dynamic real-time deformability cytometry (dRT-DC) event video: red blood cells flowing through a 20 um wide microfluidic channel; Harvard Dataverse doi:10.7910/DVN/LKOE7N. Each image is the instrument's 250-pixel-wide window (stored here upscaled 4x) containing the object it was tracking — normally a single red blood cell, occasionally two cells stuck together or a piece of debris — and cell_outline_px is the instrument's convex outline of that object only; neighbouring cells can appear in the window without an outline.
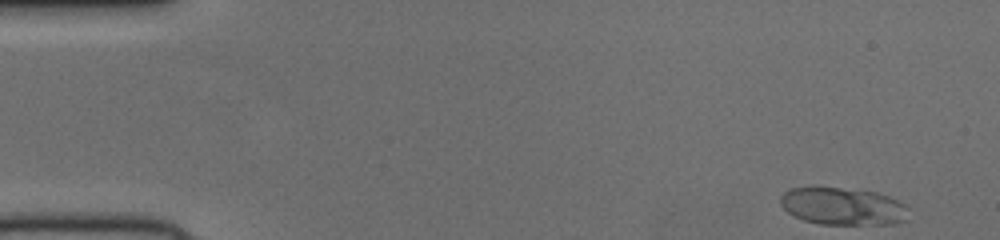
{"species": "human", "species_latin": "Homo sapiens", "temperature_condition": "cold", "stored_images_in_passage": 49, "camera_frame_rate_fps": 3000, "um_per_image_px": 0.085, "donor": {"sex": "female"}, "frame": {"image": 1, "passage_image": 1, "time_ms": 0.0, "image_size_px": [1000, 240], "cell_outline_px": [[908, 208], [904, 220], [896, 224], [820, 224], [804, 220], [792, 216], [780, 204], [780, 196], [788, 188], [812, 184], [816, 184], [876, 192], [888, 196], [904, 204]], "centroid_in_image_um": [71.54, 17.49], "position_along_channel_um": 13.5, "area_um2": 28.73}}
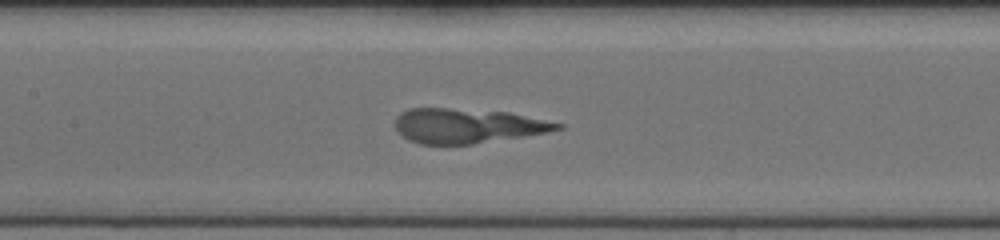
{"frame": {"image": 2, "passage_image": 22, "time_ms": 7.0, "image_size_px": [1000, 240], "cell_outline_px": [[564, 128], [548, 132], [524, 136], [472, 144], [420, 144], [408, 140], [396, 132], [396, 116], [400, 112], [408, 108], [448, 108], [508, 112], [564, 124]], "centroid_in_image_um": [39.69, 10.69], "position_along_channel_um": 167.7, "area_um2": 32.77}}
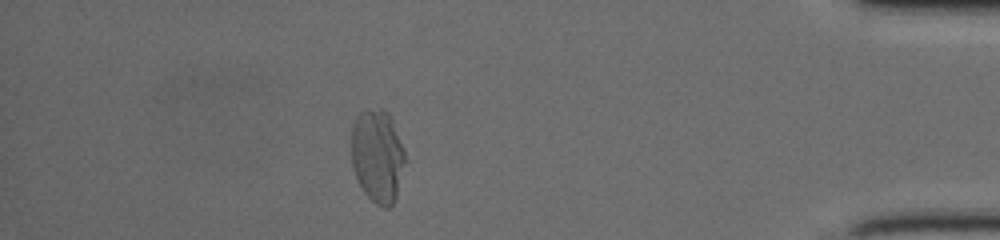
{"frame": {"image": 3, "passage_image": 43, "time_ms": 14.0, "image_size_px": [1000, 240], "cell_outline_px": [[408, 160], [396, 196], [392, 204], [388, 208], [384, 208], [376, 204], [364, 192], [356, 176], [352, 164], [352, 124], [356, 116], [364, 108], [384, 108], [388, 112], [392, 120], [404, 148]], "centroid_in_image_um": [32.12, 13.22], "position_along_channel_um": 403.1, "area_um2": 29.65}}